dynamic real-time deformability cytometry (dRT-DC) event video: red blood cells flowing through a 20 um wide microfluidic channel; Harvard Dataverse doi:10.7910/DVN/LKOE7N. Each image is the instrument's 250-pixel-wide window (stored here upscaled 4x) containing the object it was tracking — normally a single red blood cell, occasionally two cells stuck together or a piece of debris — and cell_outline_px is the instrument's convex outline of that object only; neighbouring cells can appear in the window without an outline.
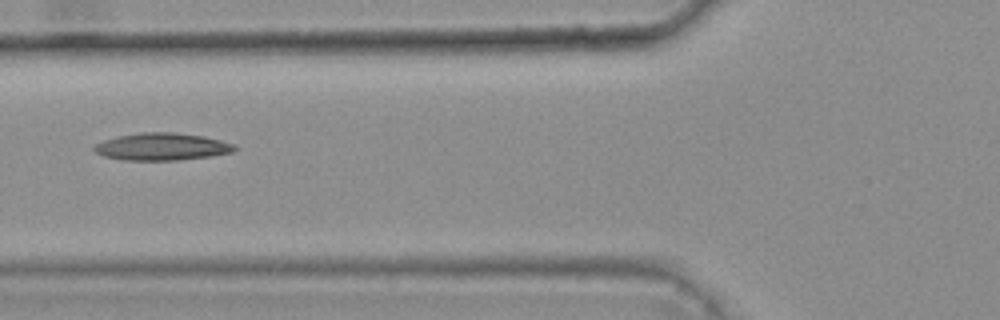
{"species": "common noctule bat (a hibernating species)", "species_latin": "Nyctalus noctula", "temperature_condition": "warm", "stored_images_in_passage": 6, "camera_frame_rate_fps": 3000, "um_per_image_px": 0.085, "animal": {"sex": "female", "body_mass_g": 25.1}, "frame": {"image": 1, "passage_image": 6, "time_ms": 1.667, "image_size_px": [1000, 320], "cell_outline_px": [[240, 148], [232, 152], [208, 156], [176, 160], [124, 160], [104, 156], [96, 152], [92, 148], [96, 144], [104, 140], [116, 136], [140, 132], [172, 132], [204, 136], [236, 144]], "centroid_in_image_um": [13.78, 12.46], "position_along_channel_um": 112.0, "area_um2": 22.37}}